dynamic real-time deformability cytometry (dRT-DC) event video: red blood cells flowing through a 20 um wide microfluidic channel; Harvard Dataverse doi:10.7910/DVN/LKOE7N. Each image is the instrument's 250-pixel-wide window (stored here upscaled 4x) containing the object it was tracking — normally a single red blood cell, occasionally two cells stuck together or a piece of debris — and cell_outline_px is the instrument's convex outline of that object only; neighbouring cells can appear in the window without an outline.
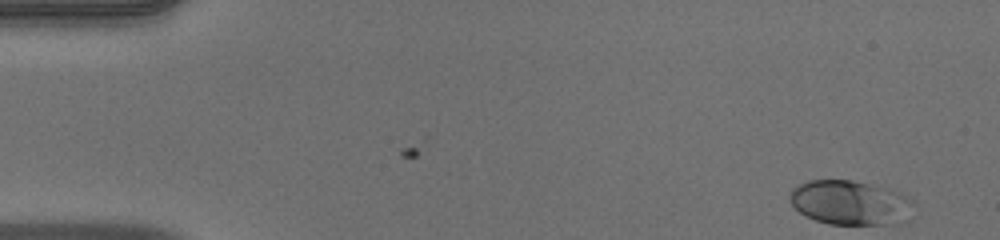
{"species": "human", "species_latin": "Homo sapiens", "temperature_condition": "warm", "stored_images_in_passage": 50, "camera_frame_rate_fps": 3000, "um_per_image_px": 0.085, "donor": {"sex": "male"}, "frame": {"image": 1, "passage_image": 1, "time_ms": 0.0, "image_size_px": [1000, 240], "cell_outline_px": [[908, 200], [884, 224], [828, 224], [804, 216], [792, 204], [788, 196], [792, 188], [808, 180], [852, 180], [900, 192]], "centroid_in_image_um": [71.89, 17.16], "position_along_channel_um": 13.1, "area_um2": 29.65}}
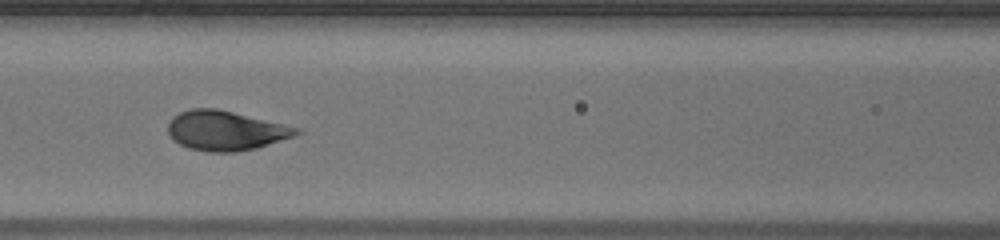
{"frame": {"image": 2, "passage_image": 21, "time_ms": 6.667, "image_size_px": [1000, 240], "cell_outline_px": [[304, 132], [296, 136], [256, 148], [236, 152], [212, 152], [188, 148], [172, 140], [168, 132], [168, 124], [172, 116], [180, 112], [192, 108], [216, 108], [300, 128]], "centroid_in_image_um": [19.18, 11.1], "position_along_channel_um": 147.4, "area_um2": 29.71}}
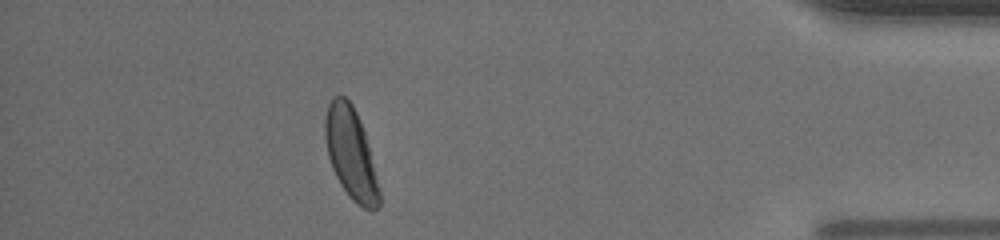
{"frame": {"image": 3, "passage_image": 44, "time_ms": 14.333, "image_size_px": [1000, 240], "cell_outline_px": [[380, 204], [376, 208], [364, 208], [356, 204], [348, 196], [340, 184], [332, 168], [328, 156], [324, 136], [324, 116], [328, 104], [332, 96], [344, 96], [352, 104], [360, 120], [364, 132], [380, 192]], "centroid_in_image_um": [29.78, 13.02], "position_along_channel_um": 405.4, "area_um2": 28.5}, "authors_computed_cell_mechanics": {"area_um2": 29.6803, "velocity_mm_per_s": 3.969, "shape_relaxation_time_tau1_ms": 2.2403, "shape_relaxation_time_tau2_ms": null, "deformation_change_tau1": 0.1366, "deformation_change_tau2": null}}